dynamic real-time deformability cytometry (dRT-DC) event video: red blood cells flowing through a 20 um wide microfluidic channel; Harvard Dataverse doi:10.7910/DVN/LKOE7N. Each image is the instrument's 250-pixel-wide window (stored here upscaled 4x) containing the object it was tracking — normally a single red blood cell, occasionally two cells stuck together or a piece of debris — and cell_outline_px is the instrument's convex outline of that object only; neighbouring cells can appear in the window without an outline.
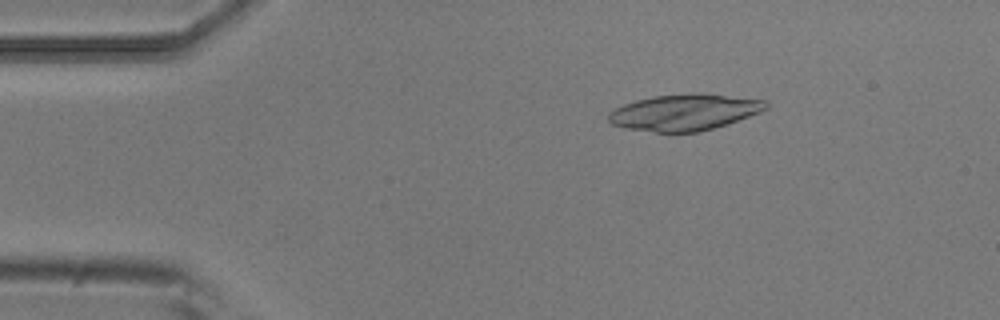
{"species": "common noctule bat (a hibernating species)", "species_latin": "Nyctalus noctula", "temperature_condition": "room temperature", "stored_images_in_passage": 4, "camera_frame_rate_fps": 3000, "um_per_image_px": 0.085, "animal": {"sex": "male", "body_mass_g": 20.5, "forearm_length_mm": 52.5}, "frame": {"image": 1, "passage_image": 2, "time_ms": 0.333, "image_size_px": [1000, 320], "cell_outline_px": [[768, 108], [760, 112], [728, 124], [696, 132], [656, 132], [624, 128], [612, 124], [608, 120], [608, 112], [624, 104], [636, 100], [652, 96], [688, 92], [700, 92], [764, 100], [768, 104]], "centroid_in_image_um": [58.17, 9.53], "position_along_channel_um": 26.8, "area_um2": 33.47}}